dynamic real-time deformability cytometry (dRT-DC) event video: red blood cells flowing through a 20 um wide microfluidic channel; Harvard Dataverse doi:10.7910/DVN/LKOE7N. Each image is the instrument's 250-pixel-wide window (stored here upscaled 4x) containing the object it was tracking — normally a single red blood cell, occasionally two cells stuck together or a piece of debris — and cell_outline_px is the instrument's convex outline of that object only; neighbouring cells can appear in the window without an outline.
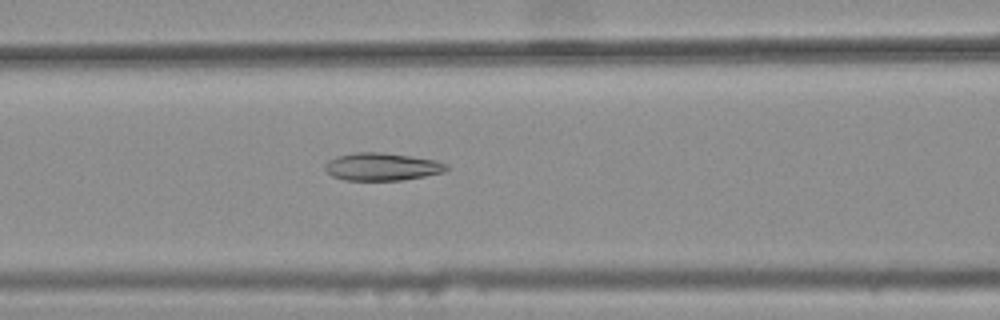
{"species": "common noctule bat (a hibernating species)", "species_latin": "Nyctalus noctula", "temperature_condition": "warm", "stored_images_in_passage": 44, "camera_frame_rate_fps": 3000, "um_per_image_px": 0.085, "animal": {"sex": "female", "body_mass_g": 25.1}, "frame": {"image": 1, "passage_image": 20, "time_ms": 6.333, "image_size_px": [1000, 320], "cell_outline_px": [[448, 168], [444, 172], [424, 176], [400, 180], [344, 180], [332, 176], [324, 168], [324, 164], [328, 160], [336, 156], [356, 152], [384, 152], [436, 160], [448, 164]], "centroid_in_image_um": [32.45, 14.16], "position_along_channel_um": 134.2, "area_um2": 19.65}}
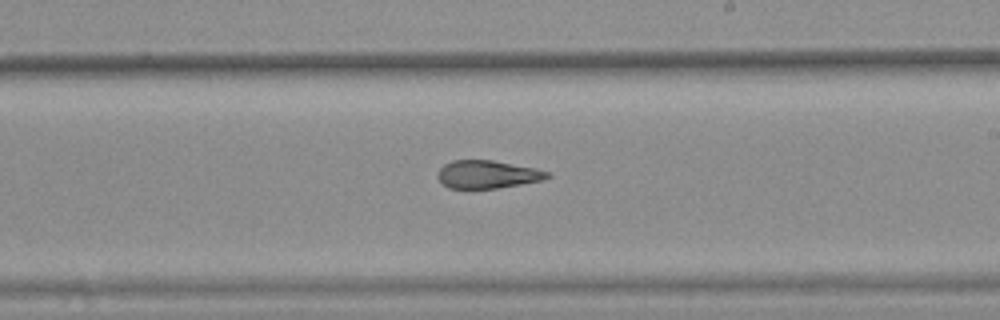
{"frame": {"image": 2, "passage_image": 29, "time_ms": 9.333, "image_size_px": [1000, 320], "cell_outline_px": [[552, 176], [544, 180], [496, 188], [448, 188], [436, 176], [436, 172], [444, 164], [452, 160], [492, 160], [536, 168], [552, 172]], "centroid_in_image_um": [41.46, 14.81], "position_along_channel_um": 247.5, "area_um2": 17.98}}
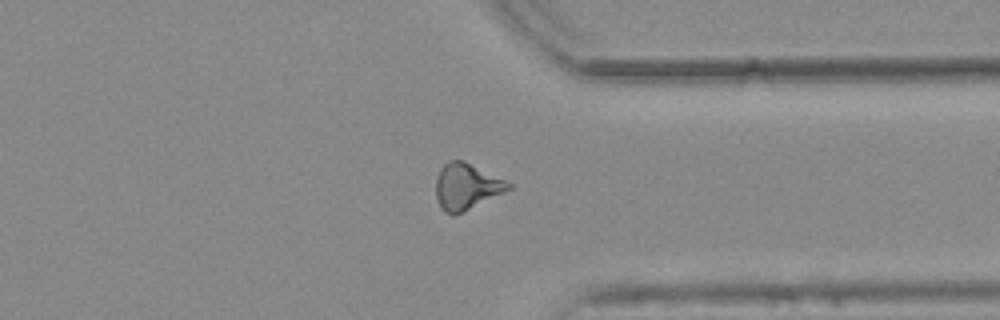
{"frame": {"image": 3, "passage_image": 39, "time_ms": 12.667, "image_size_px": [1000, 320], "cell_outline_px": [[512, 188], [504, 192], [452, 216], [444, 212], [440, 208], [436, 196], [436, 176], [440, 168], [448, 160], [464, 160], [512, 184]], "centroid_in_image_um": [39.6, 15.84], "position_along_channel_um": 371.8, "area_um2": 19.31}, "authors_computed_cell_mechanics": {"area_um2": 19.4497, "velocity_mm_per_s": 3.7915, "shape_relaxation_time_tau1_ms": null, "shape_relaxation_time_tau2_ms": 3.8311, "deformation_change_tau1": null, "deformation_change_tau2": 0.1427}}